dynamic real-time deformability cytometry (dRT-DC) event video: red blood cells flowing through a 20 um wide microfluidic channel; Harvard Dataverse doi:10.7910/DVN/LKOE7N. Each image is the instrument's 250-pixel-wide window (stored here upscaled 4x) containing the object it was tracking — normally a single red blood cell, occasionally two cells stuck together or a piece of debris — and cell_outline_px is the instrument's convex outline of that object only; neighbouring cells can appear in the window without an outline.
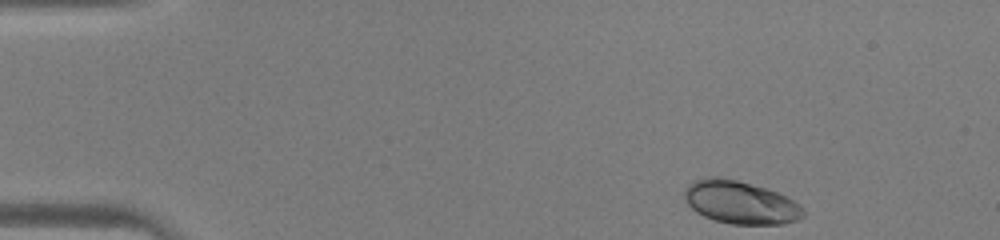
{"species": "human", "species_latin": "Homo sapiens", "temperature_condition": "warm", "stored_images_in_passage": 39, "camera_frame_rate_fps": 3000, "um_per_image_px": 0.085, "donor": {"sex": "male"}, "frame": {"image": 1, "passage_image": 1, "time_ms": 0.0, "image_size_px": [1000, 240], "cell_outline_px": [[804, 216], [796, 220], [784, 224], [732, 224], [716, 220], [704, 216], [696, 212], [688, 204], [684, 196], [684, 192], [688, 184], [696, 180], [708, 176], [716, 176], [736, 180], [764, 188], [776, 192], [800, 204], [804, 208]], "centroid_in_image_um": [62.93, 17.21], "position_along_channel_um": 22.1, "area_um2": 29.48}}
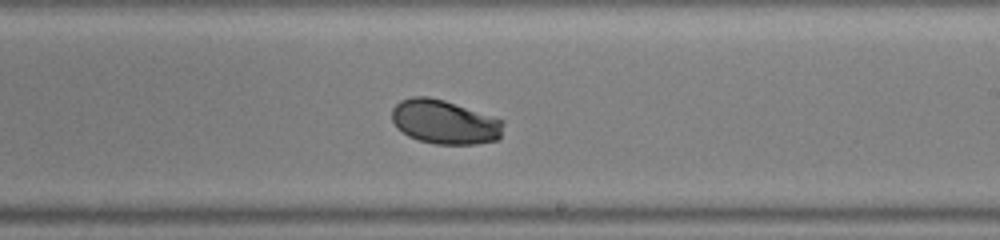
{"frame": {"image": 2, "passage_image": 22, "time_ms": 7.0, "image_size_px": [1000, 240], "cell_outline_px": [[504, 124], [500, 136], [496, 140], [476, 144], [436, 144], [420, 140], [408, 136], [396, 128], [392, 120], [392, 108], [400, 100], [412, 96], [428, 96], [444, 100], [504, 120]], "centroid_in_image_um": [37.76, 10.36], "position_along_channel_um": 251.2, "area_um2": 28.67}}
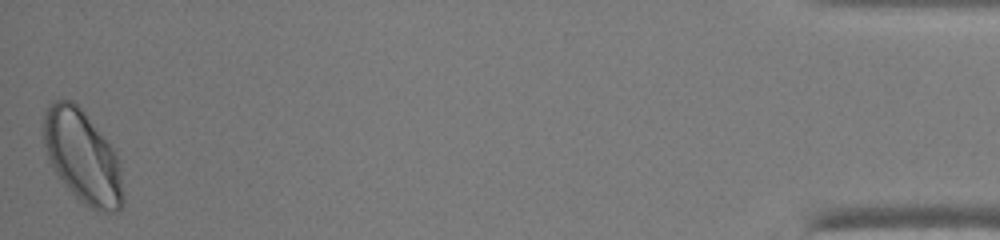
{"frame": {"image": 3, "passage_image": 39, "time_ms": 12.667, "image_size_px": [1000, 240], "cell_outline_px": [[124, 204], [116, 212], [100, 212], [92, 208], [80, 200], [68, 188], [56, 172], [48, 160], [44, 144], [44, 112], [48, 104], [52, 100], [72, 100], [84, 112], [116, 152], [120, 164], [124, 196]], "centroid_in_image_um": [7.03, 13.33], "position_along_channel_um": 428.2, "area_um2": 42.77}}